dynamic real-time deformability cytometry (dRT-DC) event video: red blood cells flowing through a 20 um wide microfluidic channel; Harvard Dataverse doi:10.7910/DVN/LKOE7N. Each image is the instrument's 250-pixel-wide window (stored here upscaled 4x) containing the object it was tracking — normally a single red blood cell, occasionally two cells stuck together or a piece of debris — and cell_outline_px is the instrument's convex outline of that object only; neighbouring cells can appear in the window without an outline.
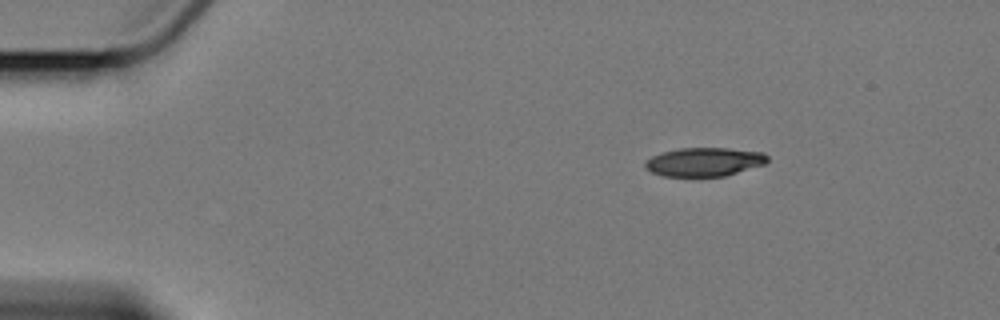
{"species": "Egyptian fruit bat (a non-hibernating species)", "species_latin": "Rousettus aegyptiacus", "temperature_condition": "cold", "stored_images_in_passage": 9, "camera_frame_rate_fps": 3000, "um_per_image_px": 0.085, "animal": {"sex": "female"}, "frame": {"image": 1, "passage_image": 1, "time_ms": 0.0, "image_size_px": [1000, 320], "cell_outline_px": [[768, 160], [764, 164], [724, 176], [664, 176], [652, 172], [644, 168], [644, 164], [652, 156], [664, 152], [680, 148], [728, 148], [764, 152], [768, 156]], "centroid_in_image_um": [59.87, 13.75], "position_along_channel_um": 25.1, "area_um2": 20.29}}
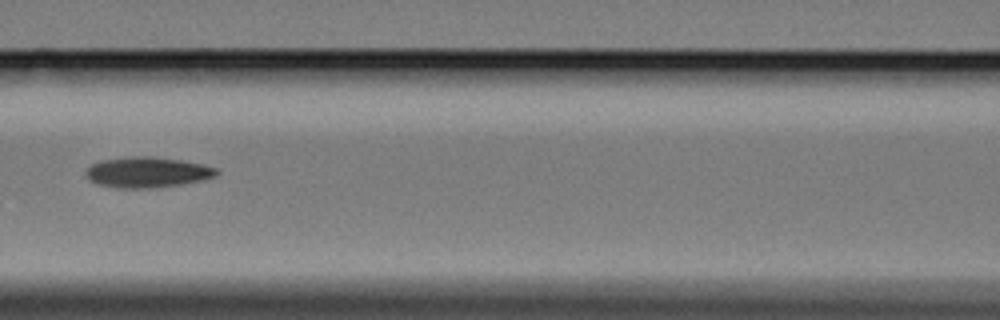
{"frame": {"image": 2, "passage_image": 6, "time_ms": 6.0, "image_size_px": [1000, 320], "cell_outline_px": [[220, 172], [216, 176], [204, 180], [180, 184], [148, 188], [116, 188], [96, 184], [88, 180], [84, 172], [92, 164], [100, 160], [128, 156], [152, 156], [180, 160], [200, 164], [216, 168]], "centroid_in_image_um": [12.48, 14.64], "position_along_channel_um": 154.1, "area_um2": 23.41}}
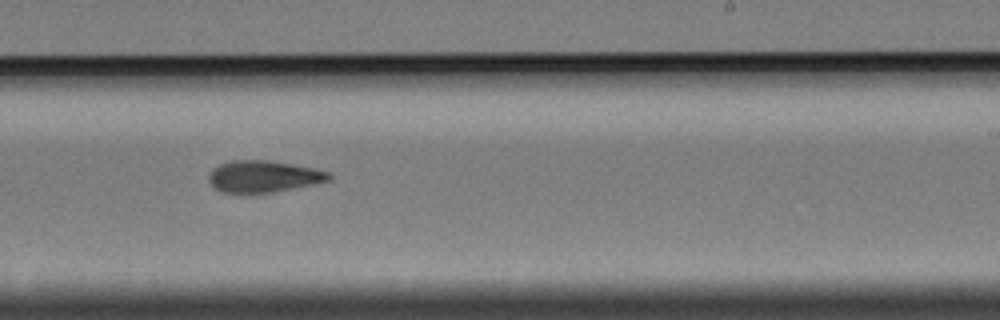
{"frame": {"image": 3, "passage_image": 9, "time_ms": 9.333, "image_size_px": [1000, 320], "cell_outline_px": [[332, 180], [272, 192], [220, 192], [208, 180], [208, 176], [212, 168], [220, 164], [232, 160], [268, 160], [292, 164], [332, 172]], "centroid_in_image_um": [22.41, 14.98], "position_along_channel_um": 266.6, "area_um2": 22.02}}